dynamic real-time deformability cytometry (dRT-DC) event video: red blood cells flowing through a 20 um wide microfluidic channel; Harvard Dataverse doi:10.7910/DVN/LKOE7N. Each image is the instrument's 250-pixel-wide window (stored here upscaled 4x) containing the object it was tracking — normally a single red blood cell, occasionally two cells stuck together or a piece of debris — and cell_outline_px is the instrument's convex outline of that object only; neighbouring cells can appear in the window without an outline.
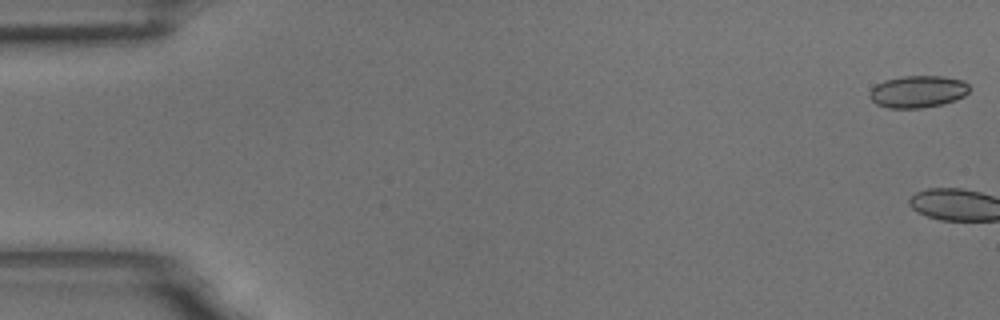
{"species": "common noctule bat (a hibernating species)", "species_latin": "Nyctalus noctula", "temperature_condition": "room temperature", "stored_images_in_passage": 3, "camera_frame_rate_fps": 3000, "um_per_image_px": 0.085, "animal": {"sex": "male", "body_mass_g": 18.8}, "frame": {"image": 1, "passage_image": 1, "time_ms": 0.0, "image_size_px": [1000, 320], "cell_outline_px": [[968, 92], [964, 96], [956, 100], [944, 104], [920, 108], [888, 108], [876, 104], [868, 96], [868, 92], [876, 84], [884, 80], [904, 76], [940, 76], [964, 80], [968, 84]], "centroid_in_image_um": [78.0, 7.79], "position_along_channel_um": 7.0, "area_um2": 18.79}}